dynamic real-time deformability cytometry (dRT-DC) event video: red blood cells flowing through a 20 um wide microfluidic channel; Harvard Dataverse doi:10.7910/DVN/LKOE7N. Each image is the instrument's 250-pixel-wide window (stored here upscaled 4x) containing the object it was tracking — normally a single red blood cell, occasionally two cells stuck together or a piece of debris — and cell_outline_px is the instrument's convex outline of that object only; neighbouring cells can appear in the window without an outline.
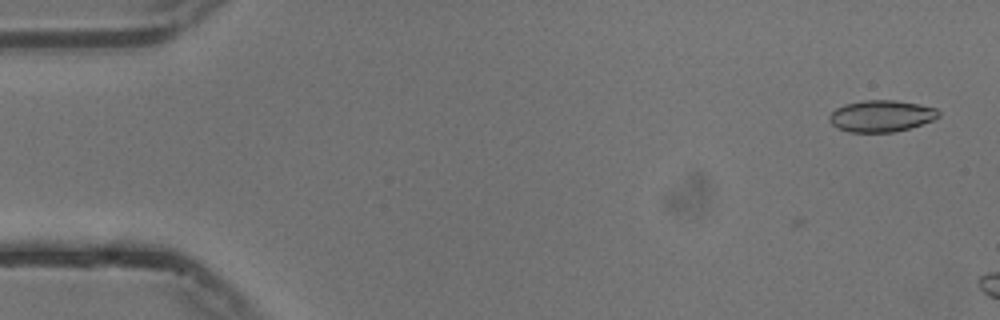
{"species": "common noctule bat (a hibernating species)", "species_latin": "Nyctalus noctula", "temperature_condition": "cold", "stored_images_in_passage": 2, "camera_frame_rate_fps": 3000, "um_per_image_px": 0.085, "animal": {"sex": "male", "body_mass_g": 13.3}, "frame": {"image": 1, "passage_image": 2, "time_ms": 0.333, "image_size_px": [1000, 320], "cell_outline_px": [[940, 116], [932, 120], [908, 128], [892, 132], [848, 132], [836, 128], [828, 120], [828, 116], [836, 108], [844, 104], [864, 100], [896, 100], [920, 104], [936, 108], [940, 112]], "centroid_in_image_um": [74.88, 9.85], "position_along_channel_um": 10.1, "area_um2": 20.17}}